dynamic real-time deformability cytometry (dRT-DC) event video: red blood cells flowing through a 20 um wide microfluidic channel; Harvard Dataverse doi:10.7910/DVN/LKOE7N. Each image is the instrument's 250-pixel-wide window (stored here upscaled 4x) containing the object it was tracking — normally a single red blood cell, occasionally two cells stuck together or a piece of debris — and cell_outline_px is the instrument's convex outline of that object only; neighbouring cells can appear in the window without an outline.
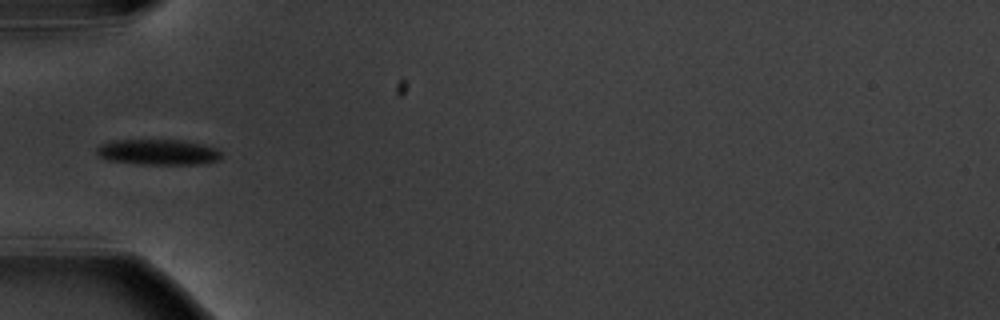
{"species": "common noctule bat (a hibernating species)", "species_latin": "Nyctalus noctula", "temperature_condition": "warm", "stored_images_in_passage": 7, "camera_frame_rate_fps": 3000, "um_per_image_px": 0.085, "animal": {"sex": "male", "body_mass_g": 20.1, "forearm_length_mm": 53.5}, "frame": {"image": 1, "passage_image": 5, "time_ms": 5.333, "image_size_px": [1000, 320], "cell_outline_px": [[224, 156], [220, 160], [200, 164], [140, 164], [108, 160], [96, 156], [96, 148], [100, 144], [112, 140], [184, 140], [204, 144], [216, 148]], "centroid_in_image_um": [13.44, 12.92], "position_along_channel_um": 71.6, "area_um2": 18.9}}
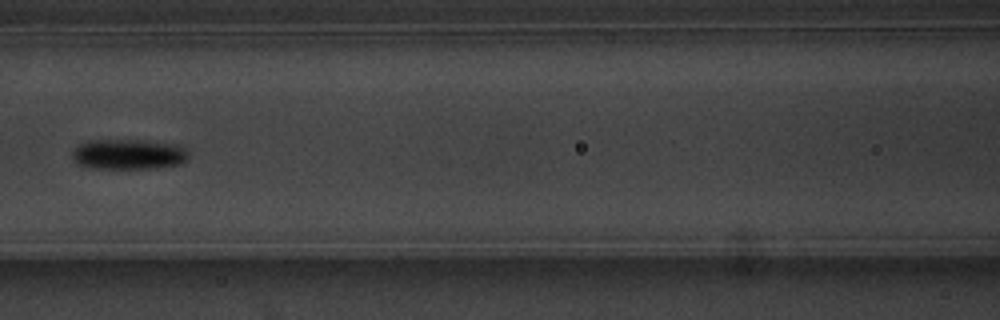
{"frame": {"image": 2, "passage_image": 7, "time_ms": 7.667, "image_size_px": [1000, 320], "cell_outline_px": [[188, 160], [184, 164], [156, 168], [88, 168], [76, 164], [72, 160], [72, 152], [80, 144], [88, 140], [140, 140], [180, 144], [188, 152]], "centroid_in_image_um": [10.95, 13.12], "position_along_channel_um": 155.7, "area_um2": 20.92}}